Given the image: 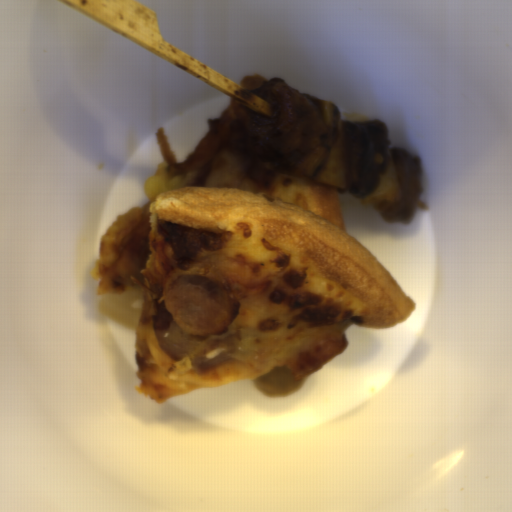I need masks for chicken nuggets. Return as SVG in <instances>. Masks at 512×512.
<instances>
[{
    "label": "chicken nuggets",
    "instance_id": "cc037f56",
    "mask_svg": "<svg viewBox=\"0 0 512 512\" xmlns=\"http://www.w3.org/2000/svg\"><path fill=\"white\" fill-rule=\"evenodd\" d=\"M397 173L400 199L379 201L374 208L386 223L408 224L415 217L421 199L424 179L419 156L403 148L391 150Z\"/></svg>",
    "mask_w": 512,
    "mask_h": 512
},
{
    "label": "chicken nuggets",
    "instance_id": "f4ed5422",
    "mask_svg": "<svg viewBox=\"0 0 512 512\" xmlns=\"http://www.w3.org/2000/svg\"><path fill=\"white\" fill-rule=\"evenodd\" d=\"M345 151L346 189L355 199L375 193L381 176L387 173L391 138L386 123L380 119L366 121L341 120Z\"/></svg>",
    "mask_w": 512,
    "mask_h": 512
},
{
    "label": "chicken nuggets",
    "instance_id": "90cb4de2",
    "mask_svg": "<svg viewBox=\"0 0 512 512\" xmlns=\"http://www.w3.org/2000/svg\"><path fill=\"white\" fill-rule=\"evenodd\" d=\"M249 91L268 103L272 113L268 117L235 101L238 120L229 126L233 148L276 164H288L317 150L327 128L310 99L279 77Z\"/></svg>",
    "mask_w": 512,
    "mask_h": 512
}]
</instances>
